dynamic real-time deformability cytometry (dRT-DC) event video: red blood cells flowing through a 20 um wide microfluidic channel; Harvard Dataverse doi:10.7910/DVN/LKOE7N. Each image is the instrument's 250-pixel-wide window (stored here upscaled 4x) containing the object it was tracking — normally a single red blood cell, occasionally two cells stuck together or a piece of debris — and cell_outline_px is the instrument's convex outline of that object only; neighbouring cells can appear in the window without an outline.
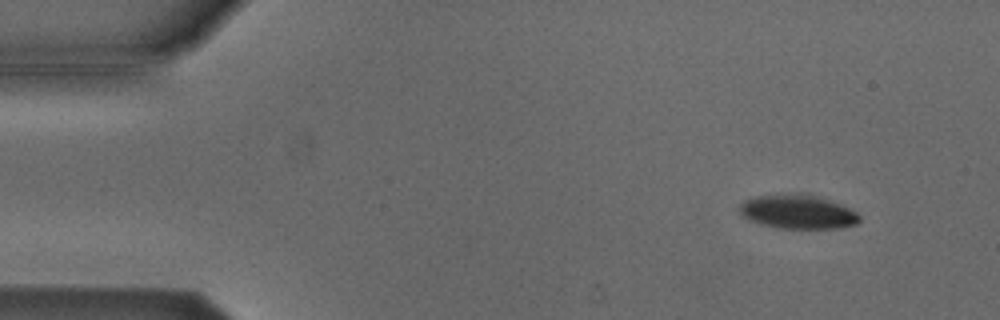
{"species": "Egyptian fruit bat (a non-hibernating species)", "species_latin": "Rousettus aegyptiacus", "temperature_condition": "cold", "stored_images_in_passage": 49, "camera_frame_rate_fps": 3000, "um_per_image_px": 0.085, "animal": {"sex": "male"}, "frame": {"image": 1, "passage_image": 1, "time_ms": 0.0, "image_size_px": [1000, 320], "cell_outline_px": [[860, 220], [856, 224], [836, 228], [780, 228], [748, 220], [740, 212], [740, 204], [744, 200], [756, 196], [784, 192], [800, 192], [828, 200], [840, 204], [856, 212], [860, 216]], "centroid_in_image_um": [67.78, 17.97], "position_along_channel_um": 17.2, "area_um2": 23.76}}
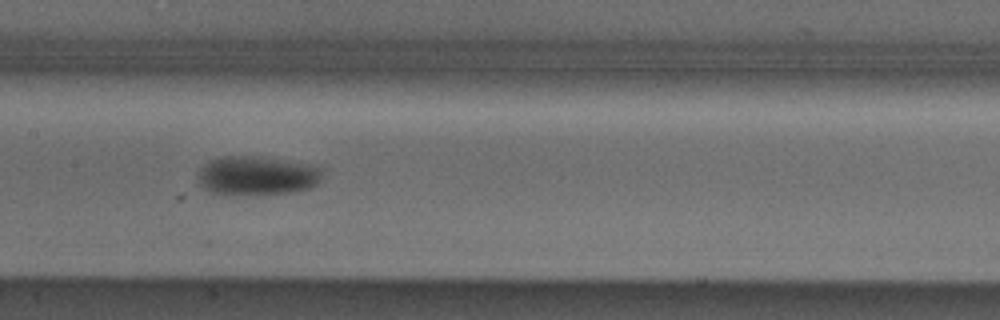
{"frame": {"image": 2, "passage_image": 22, "time_ms": 7.0, "image_size_px": [1000, 320], "cell_outline_px": [[324, 164], [320, 180], [312, 188], [292, 192], [212, 192], [204, 188], [200, 184], [196, 176], [200, 168], [208, 160], [224, 156], [256, 156]], "centroid_in_image_um": [21.94, 14.85], "position_along_channel_um": 185.5, "area_um2": 28.21}}
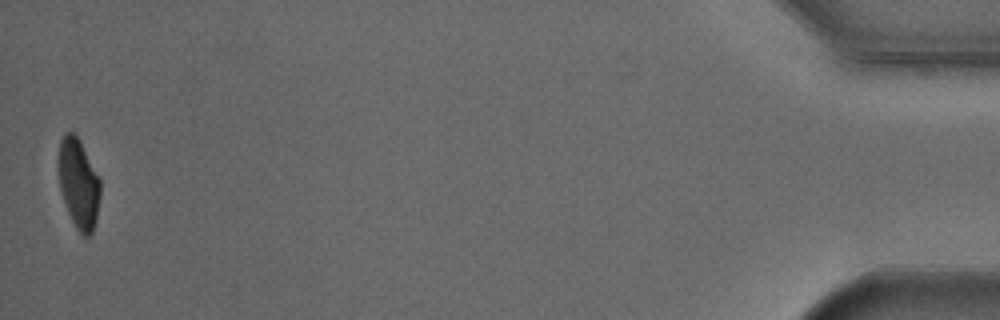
{"frame": {"image": 3, "passage_image": 49, "time_ms": 16.0, "image_size_px": [1000, 320], "cell_outline_px": [[100, 196], [96, 220], [92, 232], [88, 236], [84, 236], [76, 228], [68, 212], [60, 188], [60, 140], [64, 132], [72, 132], [80, 140], [100, 180]], "centroid_in_image_um": [6.7, 15.62], "position_along_channel_um": 428.5, "area_um2": 21.27}, "authors_computed_cell_mechanics": {"area_um2": 25.7788, "velocity_mm_per_s": 3.7909, "shape_relaxation_time_tau1_ms": 3.546, "shape_relaxation_time_tau2_ms": null, "deformation_change_tau1": 0.1156, "deformation_change_tau2": null}}